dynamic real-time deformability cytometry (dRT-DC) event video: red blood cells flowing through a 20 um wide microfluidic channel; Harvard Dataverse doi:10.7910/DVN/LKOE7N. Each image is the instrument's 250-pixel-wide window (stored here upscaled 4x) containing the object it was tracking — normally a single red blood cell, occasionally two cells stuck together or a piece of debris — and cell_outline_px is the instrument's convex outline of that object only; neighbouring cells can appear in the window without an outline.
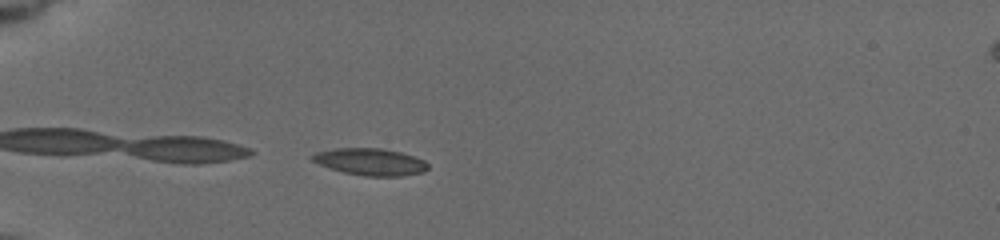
{"species": "common noctule bat (a hibernating species)", "species_latin": "Nyctalus noctula", "temperature_condition": "cold", "stored_images_in_passage": 39, "camera_frame_rate_fps": 3000, "um_per_image_px": 0.085, "animal": {"sex": "female", "body_mass_g": 19.5, "forearm_length_mm": 54.1}, "frame": {"image": 1, "passage_image": 1, "time_ms": 0.0, "image_size_px": [1000, 240], "cell_outline_px": [[428, 168], [424, 172], [400, 176], [364, 176], [344, 172], [328, 168], [312, 160], [308, 156], [316, 152], [336, 148], [380, 148], [400, 152], [424, 160], [428, 164]], "centroid_in_image_um": [31.45, 13.75], "position_along_channel_um": 53.5, "area_um2": 18.15}}
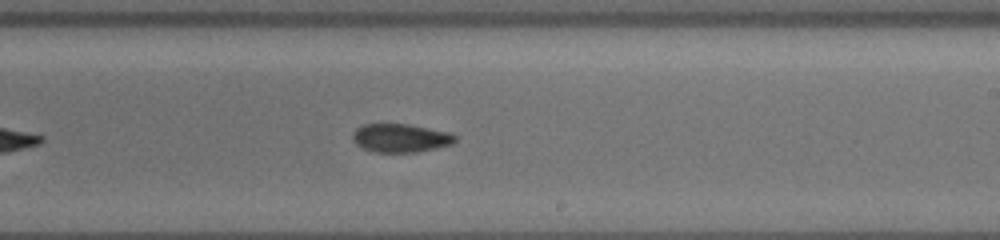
{"frame": {"image": 2, "passage_image": 19, "time_ms": 6.0, "image_size_px": [1000, 240], "cell_outline_px": [[456, 140], [452, 144], [420, 152], [376, 152], [364, 148], [356, 144], [352, 136], [356, 128], [364, 124], [408, 124], [448, 132], [456, 136]], "centroid_in_image_um": [34.06, 11.73], "position_along_channel_um": 254.9, "area_um2": 16.88}}
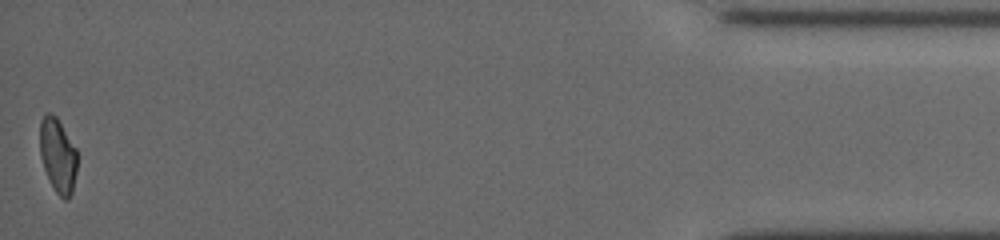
{"frame": {"image": 3, "passage_image": 39, "time_ms": 12.667, "image_size_px": [1000, 240], "cell_outline_px": [[76, 172], [72, 192], [68, 200], [64, 200], [56, 192], [44, 168], [40, 156], [40, 120], [48, 112], [56, 116], [76, 148]], "centroid_in_image_um": [4.91, 13.21], "position_along_channel_um": 430.3, "area_um2": 15.95}, "authors_computed_cell_mechanics": {"area_um2": 16.9354, "velocity_mm_per_s": 3.7708, "shape_relaxation_time_tau1_ms": 5.8988, "shape_relaxation_time_tau2_ms": 2.8184, "deformation_change_tau1": 0.1345, "deformation_change_tau2": 0.086}}